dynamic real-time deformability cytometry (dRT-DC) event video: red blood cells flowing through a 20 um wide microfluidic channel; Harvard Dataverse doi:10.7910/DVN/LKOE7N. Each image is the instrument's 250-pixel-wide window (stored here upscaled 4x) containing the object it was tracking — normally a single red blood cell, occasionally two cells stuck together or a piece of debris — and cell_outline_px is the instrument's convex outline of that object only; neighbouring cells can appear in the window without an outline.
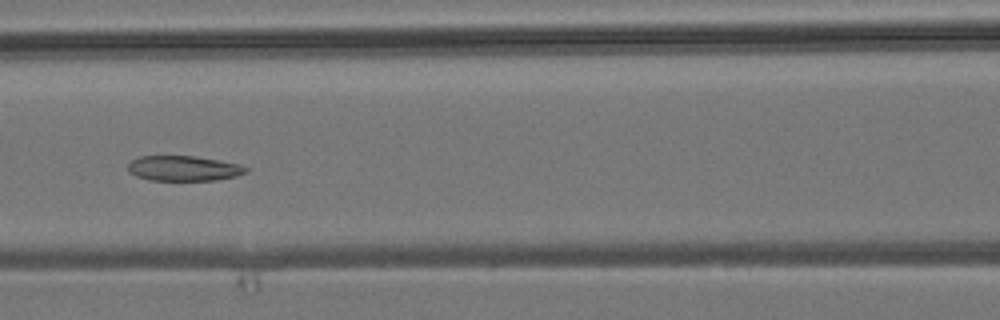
{"species": "common noctule bat (a hibernating species)", "species_latin": "Nyctalus noctula", "temperature_condition": "room temperature", "stored_images_in_passage": 6, "camera_frame_rate_fps": 3000, "um_per_image_px": 0.085, "animal": {"sex": "male", "body_mass_g": 19.2, "forearm_length_mm": 51.8}, "frame": {"image": 1, "passage_image": 6, "time_ms": 5.667, "image_size_px": [1000, 320], "cell_outline_px": [[248, 172], [236, 176], [216, 180], [148, 180], [136, 176], [128, 172], [128, 164], [132, 160], [140, 156], [196, 156], [240, 164], [248, 168]], "centroid_in_image_um": [15.61, 14.31], "position_along_channel_um": 151.0, "area_um2": 17.34}}